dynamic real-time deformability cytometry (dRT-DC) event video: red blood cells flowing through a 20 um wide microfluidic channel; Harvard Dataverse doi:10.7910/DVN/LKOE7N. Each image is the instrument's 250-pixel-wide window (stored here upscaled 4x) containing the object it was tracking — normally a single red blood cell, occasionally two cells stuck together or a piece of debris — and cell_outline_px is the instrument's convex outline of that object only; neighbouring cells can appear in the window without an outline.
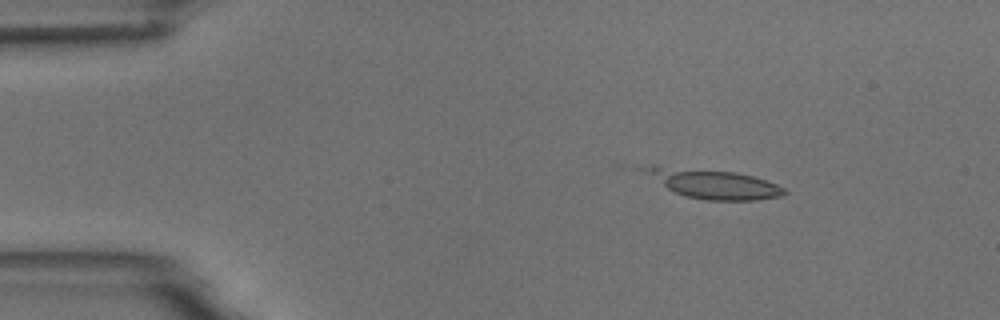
{"species": "common noctule bat (a hibernating species)", "species_latin": "Nyctalus noctula", "temperature_condition": "room temperature", "stored_images_in_passage": 5, "camera_frame_rate_fps": 3000, "um_per_image_px": 0.085, "animal": {"sex": "male", "body_mass_g": 18.8}, "frame": {"image": 1, "passage_image": 3, "time_ms": 2.0, "image_size_px": [1000, 320], "cell_outline_px": [[788, 192], [784, 196], [756, 200], [708, 200], [684, 196], [668, 188], [632, 168], [652, 164], [656, 164], [736, 172], [752, 176], [776, 184], [784, 188]], "centroid_in_image_um": [60.5, 15.58], "position_along_channel_um": 24.5, "area_um2": 24.45}}